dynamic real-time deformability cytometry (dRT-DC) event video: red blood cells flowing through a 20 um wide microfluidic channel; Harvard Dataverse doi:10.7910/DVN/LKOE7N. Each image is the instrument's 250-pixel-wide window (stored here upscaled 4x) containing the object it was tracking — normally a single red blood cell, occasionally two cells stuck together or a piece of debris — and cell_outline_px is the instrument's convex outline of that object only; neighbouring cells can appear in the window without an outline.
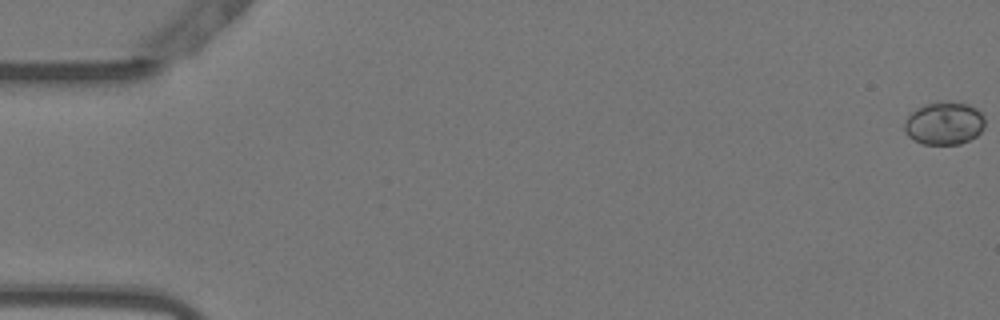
{"species": "Egyptian fruit bat (a non-hibernating species)", "species_latin": "Rousettus aegyptiacus", "temperature_condition": "warm", "stored_images_in_passage": 55, "camera_frame_rate_fps": 3000, "um_per_image_px": 0.085, "animal": {"sex": "female"}, "frame": {"image": 1, "passage_image": 1, "time_ms": 0.0, "image_size_px": [1000, 320], "cell_outline_px": [[984, 128], [976, 136], [960, 144], [924, 144], [912, 140], [908, 136], [904, 128], [904, 124], [908, 116], [916, 108], [924, 104], [940, 100], [968, 104], [976, 108], [984, 116]], "centroid_in_image_um": [80.25, 10.47], "position_along_channel_um": 4.8, "area_um2": 20.29}}
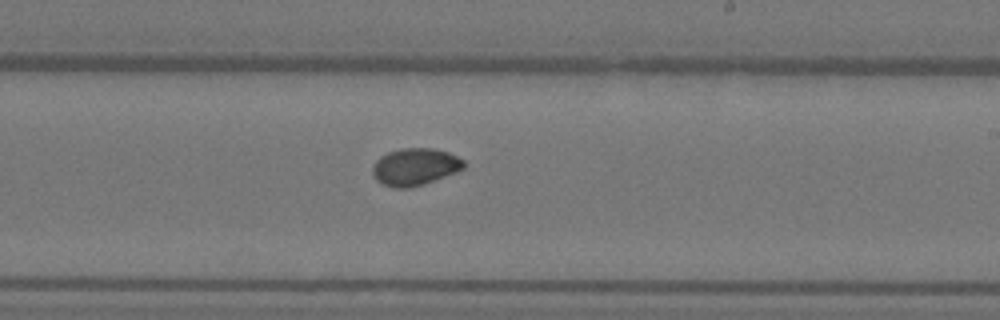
{"frame": {"image": 2, "passage_image": 33, "time_ms": 10.667, "image_size_px": [1000, 320], "cell_outline_px": [[464, 168], [456, 172], [424, 184], [408, 188], [392, 188], [380, 184], [376, 180], [372, 172], [372, 168], [376, 160], [380, 156], [388, 152], [400, 148], [432, 148], [448, 152], [464, 160]], "centroid_in_image_um": [35.24, 14.18], "position_along_channel_um": 253.8, "area_um2": 19.88}}
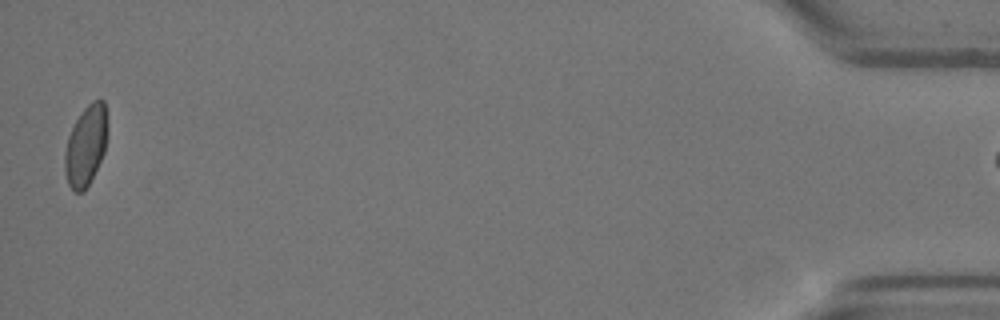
{"frame": {"image": 3, "passage_image": 54, "time_ms": 17.667, "image_size_px": [1000, 320], "cell_outline_px": [[108, 132], [104, 152], [84, 192], [72, 192], [68, 184], [64, 172], [64, 152], [68, 136], [76, 120], [84, 108], [92, 100], [104, 100], [108, 124]], "centroid_in_image_um": [7.29, 12.37], "position_along_channel_um": 427.9, "area_um2": 20.11}}